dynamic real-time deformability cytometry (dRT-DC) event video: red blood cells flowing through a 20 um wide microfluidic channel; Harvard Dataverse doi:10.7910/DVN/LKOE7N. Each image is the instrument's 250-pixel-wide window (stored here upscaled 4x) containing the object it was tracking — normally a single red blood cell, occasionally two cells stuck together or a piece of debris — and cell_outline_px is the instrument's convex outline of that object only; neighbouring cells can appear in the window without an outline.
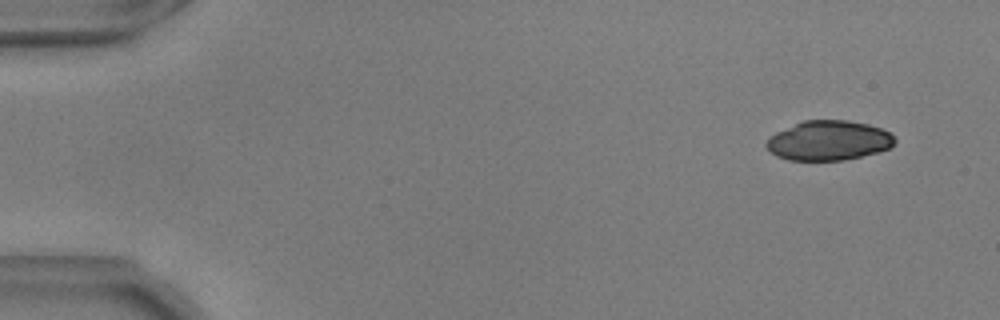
{"species": "common noctule bat (a hibernating species)", "species_latin": "Nyctalus noctula", "temperature_condition": "warm", "stored_images_in_passage": 55, "camera_frame_rate_fps": 3000, "um_per_image_px": 0.085, "animal": {"sex": "male", "body_mass_g": 17.9, "forearm_length_mm": 54.2}, "frame": {"image": 1, "passage_image": 4, "time_ms": 1.0, "image_size_px": [1000, 320], "cell_outline_px": [[896, 140], [888, 148], [876, 152], [844, 160], [788, 160], [776, 156], [764, 144], [776, 132], [804, 120], [848, 120], [868, 124], [880, 128], [888, 132]], "centroid_in_image_um": [70.42, 11.94], "position_along_channel_um": 14.6, "area_um2": 29.3}}
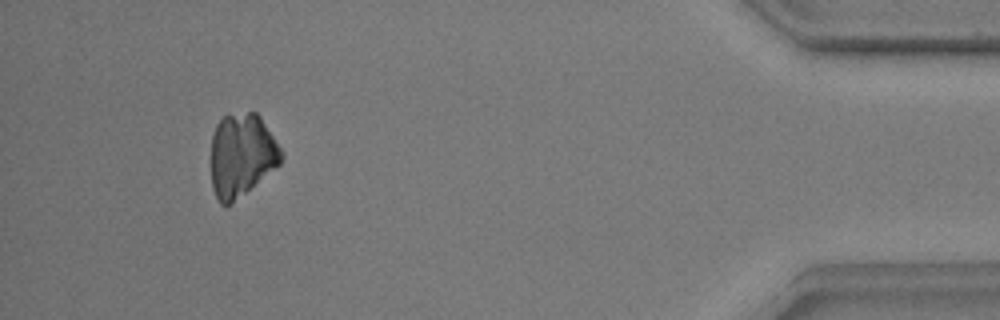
{"frame": {"image": 2, "passage_image": 51, "time_ms": 16.667, "image_size_px": [1000, 320], "cell_outline_px": [[284, 156], [280, 164], [228, 208], [220, 204], [212, 188], [212, 136], [216, 124], [228, 112], [256, 112], [260, 116], [284, 152]], "centroid_in_image_um": [20.55, 13.19], "position_along_channel_um": 414.6, "area_um2": 34.56}}